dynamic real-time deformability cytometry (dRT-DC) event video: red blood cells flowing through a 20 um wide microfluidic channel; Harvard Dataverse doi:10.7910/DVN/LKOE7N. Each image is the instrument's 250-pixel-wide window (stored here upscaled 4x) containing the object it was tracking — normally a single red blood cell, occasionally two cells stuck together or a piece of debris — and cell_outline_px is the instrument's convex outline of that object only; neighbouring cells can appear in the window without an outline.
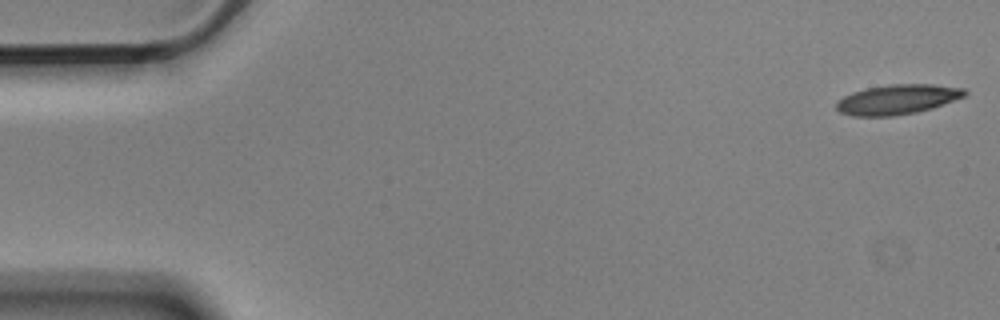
{"species": "Egyptian fruit bat (a non-hibernating species)", "species_latin": "Rousettus aegyptiacus", "temperature_condition": "cold", "stored_images_in_passage": 5, "camera_frame_rate_fps": 3000, "um_per_image_px": 0.085, "animal": {"sex": "male"}, "frame": {"image": 1, "passage_image": 1, "time_ms": 0.0, "image_size_px": [1000, 320], "cell_outline_px": [[968, 92], [964, 96], [932, 108], [916, 112], [892, 116], [852, 116], [840, 112], [836, 108], [836, 104], [844, 96], [852, 92], [868, 88], [892, 84], [932, 84], [964, 88]], "centroid_in_image_um": [76.28, 8.45], "position_along_channel_um": 8.7, "area_um2": 22.08}}
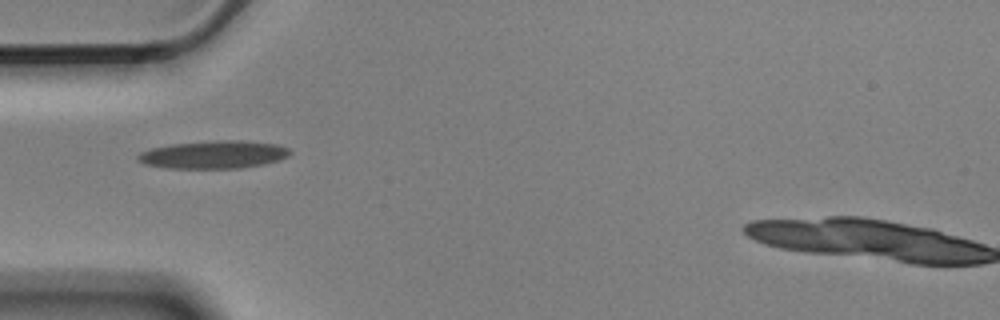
{"frame": {"image": 2, "passage_image": 5, "time_ms": 1.333, "image_size_px": [1000, 320], "cell_outline_px": [[292, 152], [288, 156], [280, 160], [240, 168], [164, 168], [144, 164], [136, 160], [136, 156], [140, 152], [152, 148], [172, 144], [216, 140], [240, 140], [276, 144], [288, 148]], "centroid_in_image_um": [18.13, 13.14], "position_along_channel_um": 66.9, "area_um2": 24.68}}